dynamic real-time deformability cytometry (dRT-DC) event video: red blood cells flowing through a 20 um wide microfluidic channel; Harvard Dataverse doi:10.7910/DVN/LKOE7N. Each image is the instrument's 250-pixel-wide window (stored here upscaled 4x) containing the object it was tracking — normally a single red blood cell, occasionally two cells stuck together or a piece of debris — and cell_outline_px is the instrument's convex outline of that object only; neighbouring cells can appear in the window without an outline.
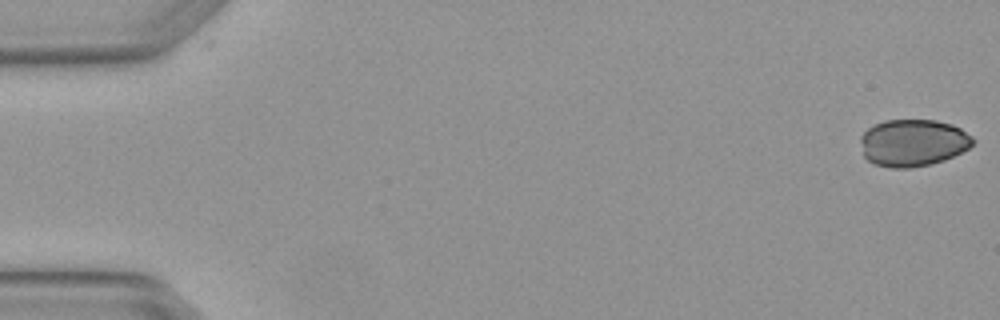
{"species": "Egyptian fruit bat (a non-hibernating species)", "species_latin": "Rousettus aegyptiacus", "temperature_condition": "warm", "stored_images_in_passage": 5, "camera_frame_rate_fps": 3000, "um_per_image_px": 0.085, "animal": {"sex": "female"}, "frame": {"image": 1, "passage_image": 1, "time_ms": 0.0, "image_size_px": [1000, 320], "cell_outline_px": [[976, 140], [968, 148], [944, 160], [932, 164], [908, 168], [892, 168], [872, 164], [864, 156], [860, 140], [860, 136], [868, 128], [884, 120], [936, 120], [952, 124], [960, 128], [972, 136]], "centroid_in_image_um": [77.59, 12.14], "position_along_channel_um": 7.4, "area_um2": 30.92}}
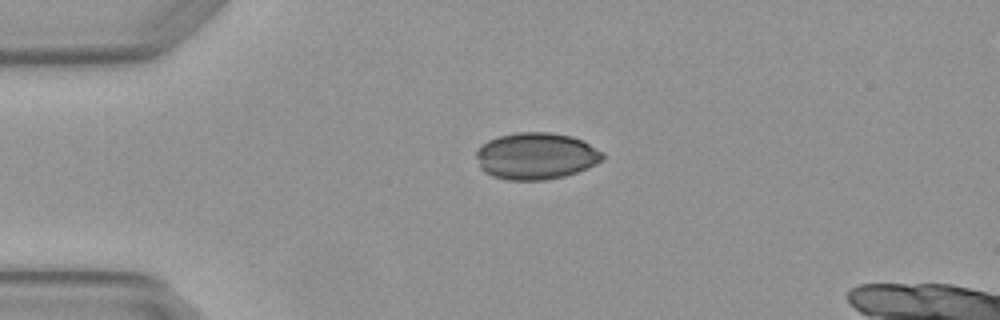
{"frame": {"image": 2, "passage_image": 4, "time_ms": 1.0, "image_size_px": [1000, 320], "cell_outline_px": [[604, 160], [588, 168], [564, 176], [548, 180], [504, 180], [492, 176], [484, 172], [480, 168], [476, 156], [476, 152], [488, 140], [500, 136], [516, 132], [548, 132], [572, 136], [584, 140], [604, 152]], "centroid_in_image_um": [45.6, 13.27], "position_along_channel_um": 39.4, "area_um2": 34.74}}